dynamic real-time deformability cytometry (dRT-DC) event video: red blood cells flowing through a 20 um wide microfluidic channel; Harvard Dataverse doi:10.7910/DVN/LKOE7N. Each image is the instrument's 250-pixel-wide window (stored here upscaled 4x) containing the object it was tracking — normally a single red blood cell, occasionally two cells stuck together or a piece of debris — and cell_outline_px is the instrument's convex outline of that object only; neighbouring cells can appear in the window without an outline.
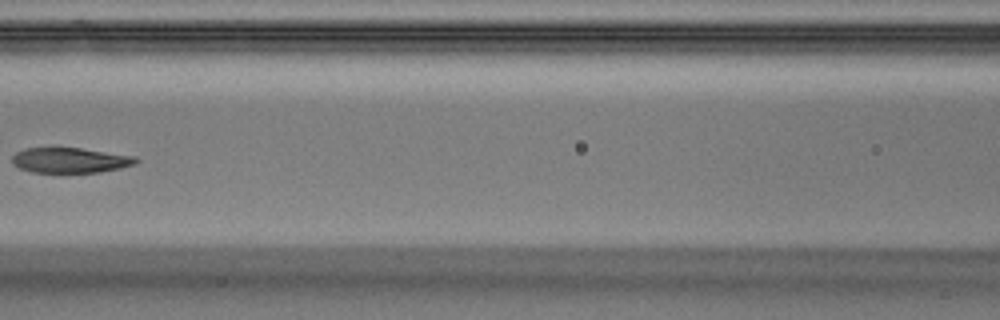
{"species": "Egyptian fruit bat (a non-hibernating species)", "species_latin": "Rousettus aegyptiacus", "temperature_condition": "warm", "stored_images_in_passage": 6, "camera_frame_rate_fps": 3000, "um_per_image_px": 0.085, "animal": {"sex": "male"}, "frame": {"image": 1, "passage_image": 5, "time_ms": 1.333, "image_size_px": [1000, 320], "cell_outline_px": [[140, 160], [136, 164], [120, 168], [100, 172], [32, 172], [20, 168], [12, 164], [12, 156], [16, 152], [24, 148], [80, 148], [136, 156]], "centroid_in_image_um": [5.98, 13.62], "position_along_channel_um": 160.6, "area_um2": 18.21}}
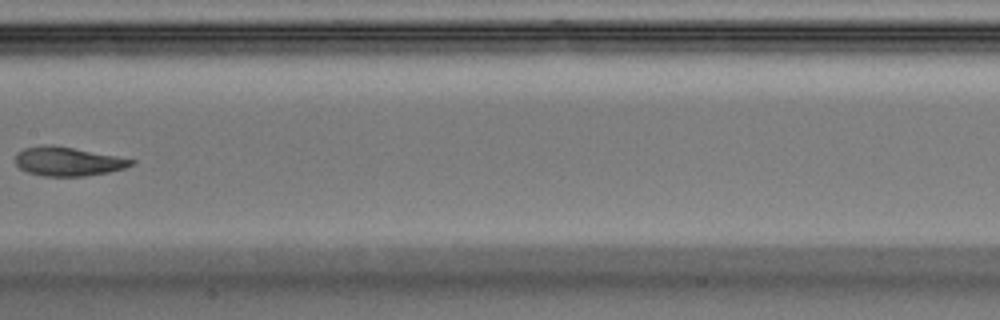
{"frame": {"image": 2, "passage_image": 6, "time_ms": 1.667, "image_size_px": [1000, 320], "cell_outline_px": [[136, 160], [132, 164], [124, 168], [108, 172], [84, 176], [44, 176], [28, 172], [20, 168], [16, 164], [16, 152], [24, 148], [44, 144], [52, 144]], "centroid_in_image_um": [5.72, 13.71], "position_along_channel_um": 201.7, "area_um2": 19.36}}